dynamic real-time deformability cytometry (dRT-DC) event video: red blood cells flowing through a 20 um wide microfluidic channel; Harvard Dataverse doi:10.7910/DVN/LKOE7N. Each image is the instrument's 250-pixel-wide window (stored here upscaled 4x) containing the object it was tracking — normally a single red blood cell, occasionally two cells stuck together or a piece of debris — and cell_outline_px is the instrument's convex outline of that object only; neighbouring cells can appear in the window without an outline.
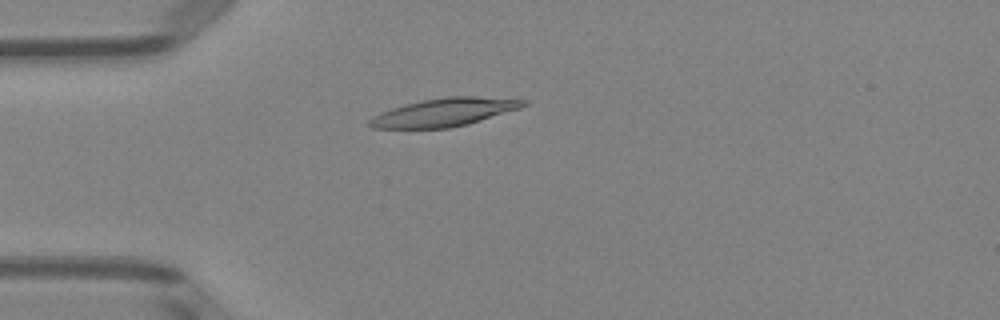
{"species": "Egyptian fruit bat (a non-hibernating species)", "species_latin": "Rousettus aegyptiacus", "temperature_condition": "room temperature", "stored_images_in_passage": 51, "camera_frame_rate_fps": 3000, "um_per_image_px": 0.085, "animal": {"sex": "female"}, "frame": {"image": 1, "passage_image": 14, "time_ms": 4.333, "image_size_px": [1000, 320], "cell_outline_px": [[528, 104], [520, 108], [468, 124], [448, 128], [372, 128], [368, 124], [368, 120], [372, 116], [380, 112], [404, 104], [420, 100], [448, 96], [476, 96], [528, 100]], "centroid_in_image_um": [37.75, 9.53], "position_along_channel_um": 47.3, "area_um2": 25.26}}
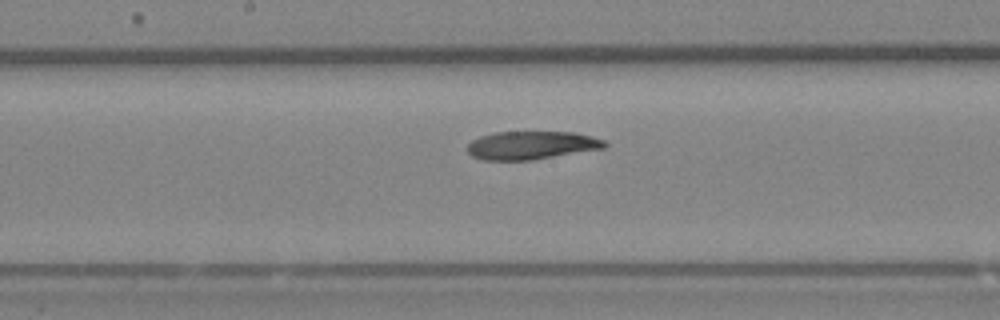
{"frame": {"image": 2, "passage_image": 27, "time_ms": 8.667, "image_size_px": [1000, 320], "cell_outline_px": [[608, 144], [604, 148], [532, 160], [484, 160], [472, 156], [468, 152], [468, 144], [472, 140], [480, 136], [496, 132], [576, 132], [592, 136], [604, 140]], "centroid_in_image_um": [45.18, 12.34], "position_along_channel_um": 203.0, "area_um2": 22.54}}
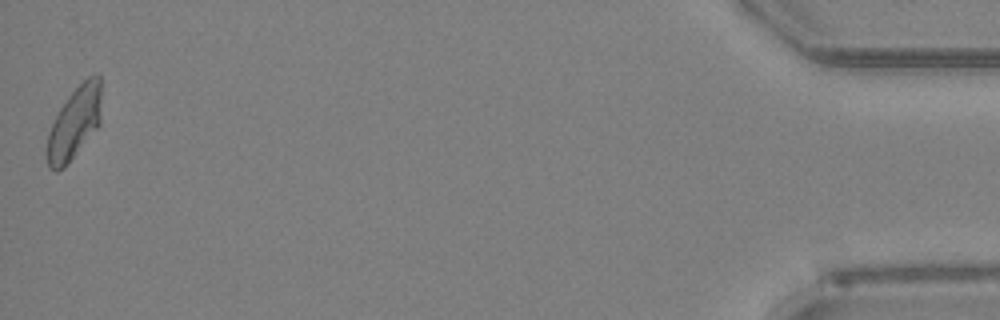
{"frame": {"image": 3, "passage_image": 51, "time_ms": 16.667, "image_size_px": [1000, 320], "cell_outline_px": [[100, 124], [64, 168], [56, 172], [48, 168], [44, 152], [44, 148], [48, 132], [60, 108], [68, 96], [88, 76], [100, 76]], "centroid_in_image_um": [6.26, 10.53], "position_along_channel_um": 428.9, "area_um2": 22.89}, "authors_computed_cell_mechanics": {"area_um2": 23.8714, "velocity_mm_per_s": 3.972, "shape_relaxation_time_tau1_ms": null, "shape_relaxation_time_tau2_ms": 7.9246, "deformation_change_tau1": null, "deformation_change_tau2": 0.1687}}